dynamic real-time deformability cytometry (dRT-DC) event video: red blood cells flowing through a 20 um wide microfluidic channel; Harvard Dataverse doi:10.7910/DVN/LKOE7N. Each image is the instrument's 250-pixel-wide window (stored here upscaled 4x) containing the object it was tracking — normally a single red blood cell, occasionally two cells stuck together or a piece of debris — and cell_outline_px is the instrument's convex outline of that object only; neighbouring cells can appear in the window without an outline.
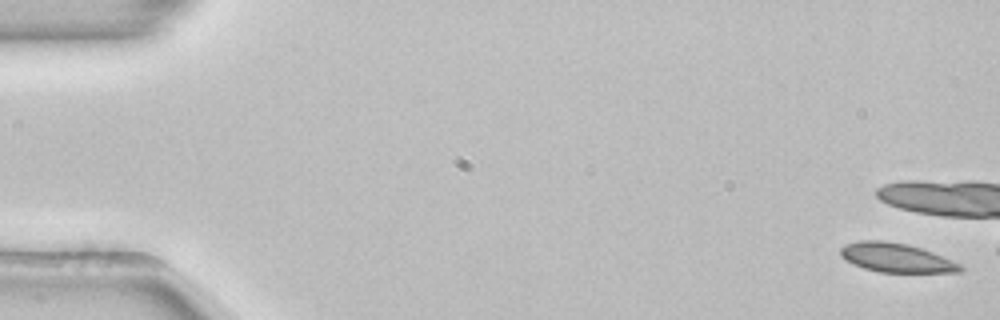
{"species": "common noctule bat (a hibernating species)", "species_latin": "Nyctalus noctula", "temperature_condition": "room temperature", "stored_images_in_passage": 11, "camera_frame_rate_fps": 3000, "um_per_image_px": 0.085, "animal": {"sex": "female", "body_mass_g": 22.7, "forearm_length_mm": 54.2}, "frame": {"image": 1, "passage_image": 1, "time_ms": 0.0, "image_size_px": [1000, 320], "cell_outline_px": [[964, 268], [960, 272], [880, 272], [864, 268], [840, 256], [840, 248], [844, 244], [856, 240], [884, 240], [908, 244], [932, 252], [960, 264]], "centroid_in_image_um": [76.15, 21.89], "position_along_channel_um": 8.8, "area_um2": 20.17}}